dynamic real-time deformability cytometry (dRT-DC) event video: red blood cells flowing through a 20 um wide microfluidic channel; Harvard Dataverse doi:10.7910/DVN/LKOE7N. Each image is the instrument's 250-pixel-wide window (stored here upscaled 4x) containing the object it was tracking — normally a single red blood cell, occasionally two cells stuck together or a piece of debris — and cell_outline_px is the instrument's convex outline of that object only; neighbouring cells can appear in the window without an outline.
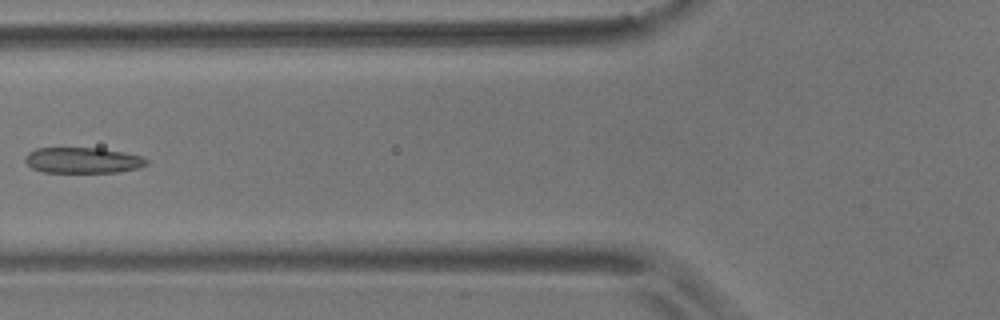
{"species": "common noctule bat (a hibernating species)", "species_latin": "Nyctalus noctula", "temperature_condition": "room temperature", "stored_images_in_passage": 4, "camera_frame_rate_fps": 3000, "um_per_image_px": 0.085, "animal": {"sex": "male", "body_mass_g": 17.9}, "frame": {"image": 1, "passage_image": 3, "time_ms": 2.333, "image_size_px": [1000, 320], "cell_outline_px": [[148, 164], [140, 168], [120, 172], [40, 172], [32, 168], [24, 160], [24, 156], [28, 152], [36, 148], [100, 148], [124, 152], [140, 156], [148, 160]], "centroid_in_image_um": [7.03, 13.63], "position_along_channel_um": 118.8, "area_um2": 18.38}}
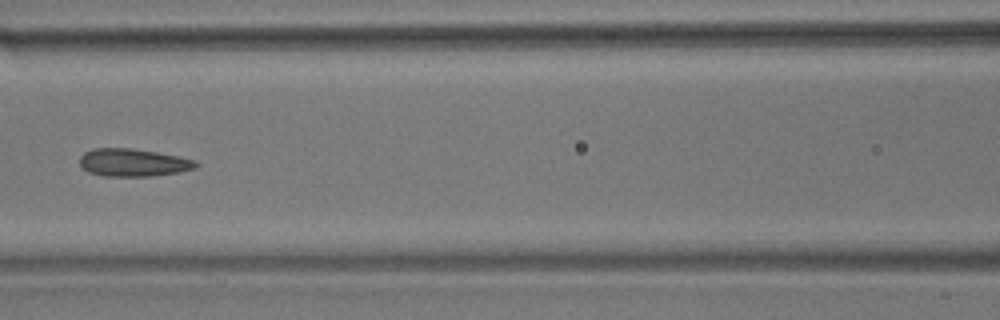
{"frame": {"image": 2, "passage_image": 4, "time_ms": 3.333, "image_size_px": [1000, 320], "cell_outline_px": [[200, 164], [196, 168], [180, 172], [152, 176], [104, 176], [88, 172], [80, 164], [80, 156], [84, 152], [92, 148], [132, 148], [156, 152], [196, 160]], "centroid_in_image_um": [11.33, 13.82], "position_along_channel_um": 155.3, "area_um2": 18.84}}